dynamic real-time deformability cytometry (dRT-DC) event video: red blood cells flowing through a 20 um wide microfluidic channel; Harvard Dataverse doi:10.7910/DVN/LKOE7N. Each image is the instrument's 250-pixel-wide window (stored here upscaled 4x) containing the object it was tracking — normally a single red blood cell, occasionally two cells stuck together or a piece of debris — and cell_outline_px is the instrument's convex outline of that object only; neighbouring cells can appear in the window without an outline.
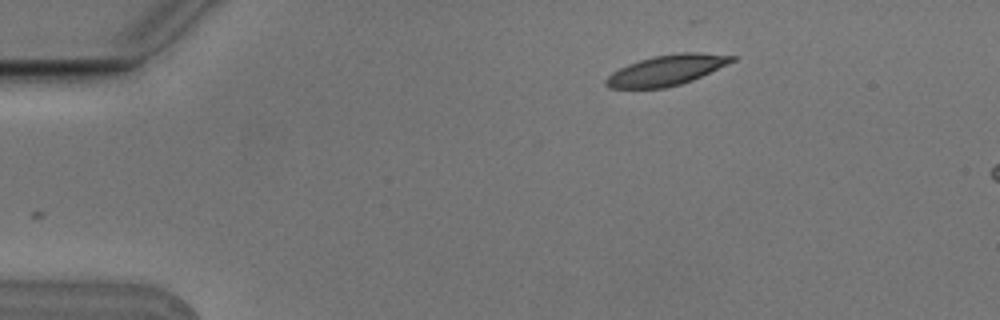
{"species": "Egyptian fruit bat (a non-hibernating species)", "species_latin": "Rousettus aegyptiacus", "temperature_condition": "cold", "stored_images_in_passage": 2, "camera_frame_rate_fps": 3000, "um_per_image_px": 0.085, "animal": {"sex": "male"}, "frame": {"image": 1, "passage_image": 2, "time_ms": 0.333, "image_size_px": [1000, 320], "cell_outline_px": [[736, 60], [692, 80], [680, 84], [664, 88], [608, 88], [604, 84], [604, 80], [612, 72], [628, 64], [640, 60], [656, 56], [680, 52], [696, 52], [736, 56]], "centroid_in_image_um": [56.63, 5.97], "position_along_channel_um": 28.4, "area_um2": 22.08}}